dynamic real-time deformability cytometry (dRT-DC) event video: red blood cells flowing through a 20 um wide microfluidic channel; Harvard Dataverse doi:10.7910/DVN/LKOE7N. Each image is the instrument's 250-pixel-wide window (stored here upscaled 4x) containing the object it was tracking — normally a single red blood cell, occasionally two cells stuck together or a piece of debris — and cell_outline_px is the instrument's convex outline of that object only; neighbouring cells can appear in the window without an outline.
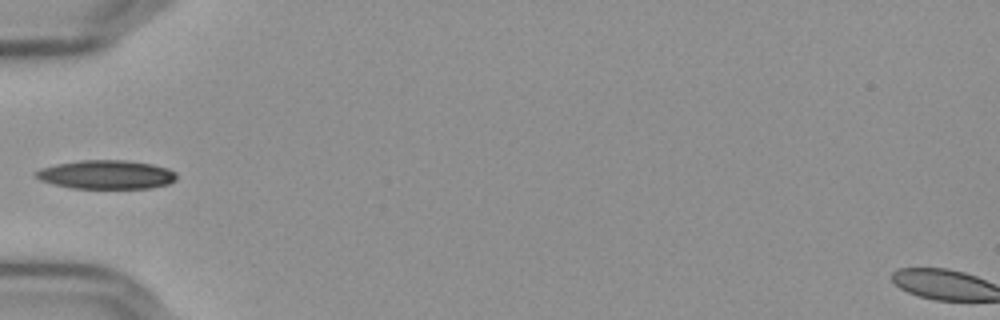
{"species": "Egyptian fruit bat (a non-hibernating species)", "species_latin": "Rousettus aegyptiacus", "temperature_condition": "cold", "stored_images_in_passage": 37, "camera_frame_rate_fps": 3000, "um_per_image_px": 0.085, "frame": {"image": 1, "passage_image": 1, "time_ms": 0.0, "image_size_px": [1000, 320], "cell_outline_px": [[176, 180], [168, 184], [152, 188], [72, 188], [52, 184], [40, 180], [36, 176], [36, 172], [40, 168], [56, 164], [80, 160], [124, 160], [152, 164], [168, 168], [176, 172]], "centroid_in_image_um": [9.06, 14.84], "position_along_channel_um": 75.9, "area_um2": 23.64}}
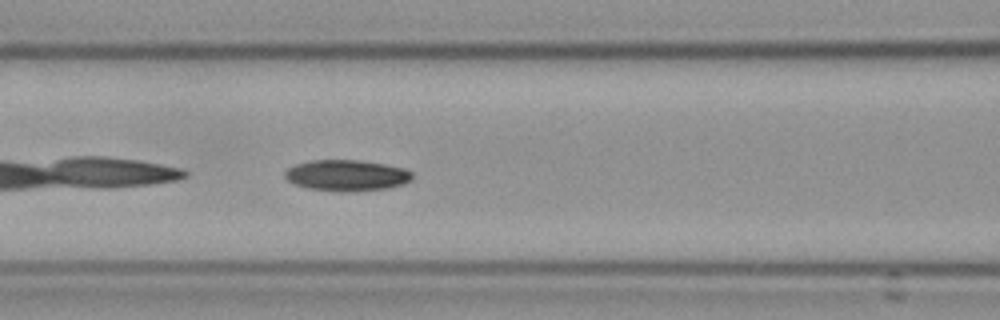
{"frame": {"image": 2, "passage_image": 6, "time_ms": 1.667, "image_size_px": [1000, 320], "cell_outline_px": [[412, 180], [404, 184], [388, 188], [348, 192], [344, 192], [308, 188], [292, 184], [284, 176], [284, 172], [288, 168], [296, 164], [312, 160], [360, 160], [384, 164], [404, 168], [412, 172]], "centroid_in_image_um": [29.47, 14.91], "position_along_channel_um": 137.1, "area_um2": 23.18}}
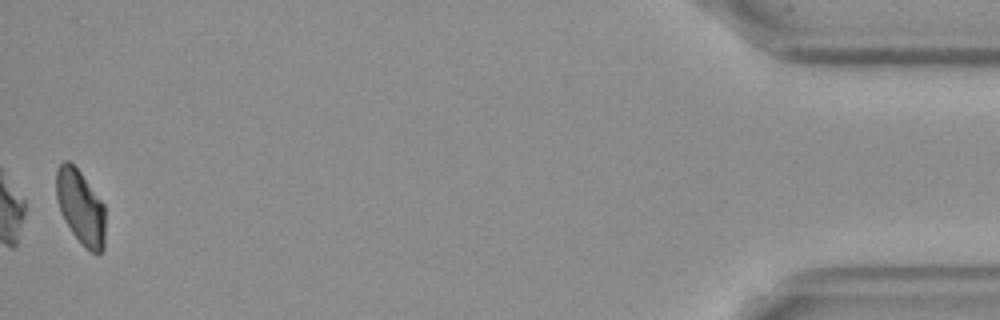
{"frame": {"image": 3, "passage_image": 37, "time_ms": 12.0, "image_size_px": [1000, 320], "cell_outline_px": [[104, 248], [96, 256], [84, 248], [72, 232], [64, 220], [60, 212], [56, 200], [56, 172], [60, 164], [64, 160], [68, 160], [80, 172], [104, 204]], "centroid_in_image_um": [6.84, 17.64], "position_along_channel_um": 428.4, "area_um2": 21.33}, "authors_computed_cell_mechanics": {"area_um2": 22.6576, "velocity_mm_per_s": 3.6258, "shape_relaxation_time_tau1_ms": 5.7017, "shape_relaxation_time_tau2_ms": null, "deformation_change_tau1": 0.1366, "deformation_change_tau2": null}}